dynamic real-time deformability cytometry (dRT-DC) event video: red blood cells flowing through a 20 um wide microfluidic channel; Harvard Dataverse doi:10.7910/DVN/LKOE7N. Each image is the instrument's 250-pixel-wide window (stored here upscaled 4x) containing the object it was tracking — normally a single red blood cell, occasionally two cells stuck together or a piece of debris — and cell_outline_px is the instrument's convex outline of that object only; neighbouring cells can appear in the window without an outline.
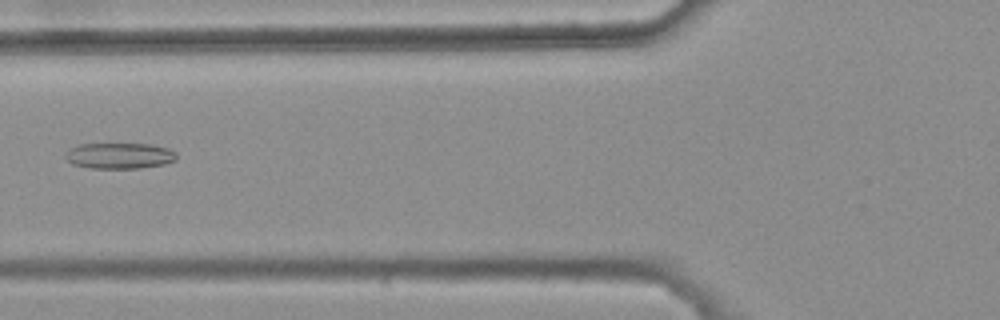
{"species": "common noctule bat (a hibernating species)", "species_latin": "Nyctalus noctula", "temperature_condition": "warm", "stored_images_in_passage": 7, "camera_frame_rate_fps": 3000, "um_per_image_px": 0.085, "animal": {"sex": "female", "body_mass_g": 25.1}, "frame": {"image": 1, "passage_image": 6, "time_ms": 1.667, "image_size_px": [1000, 320], "cell_outline_px": [[176, 160], [164, 164], [140, 168], [92, 168], [72, 164], [64, 156], [72, 148], [80, 144], [152, 144], [168, 148], [176, 152]], "centroid_in_image_um": [10.19, 13.24], "position_along_channel_um": 115.6, "area_um2": 16.65}}
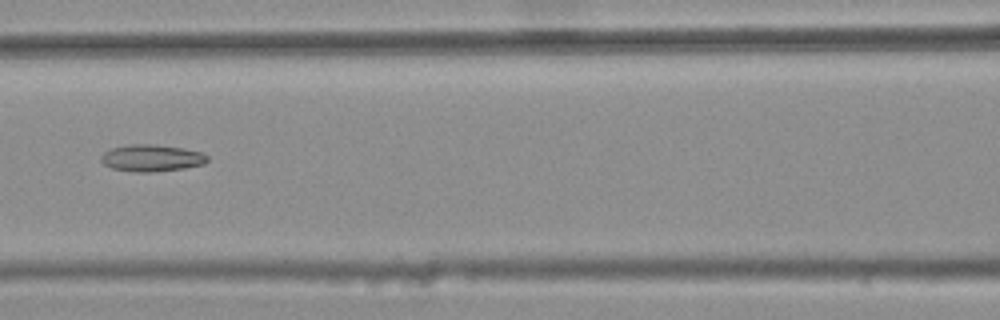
{"frame": {"image": 2, "passage_image": 7, "time_ms": 2.0, "image_size_px": [1000, 320], "cell_outline_px": [[208, 160], [204, 164], [184, 168], [148, 172], [140, 172], [112, 168], [104, 164], [100, 160], [100, 156], [104, 152], [112, 148], [128, 144], [152, 144], [184, 148], [200, 152], [208, 156]], "centroid_in_image_um": [12.88, 13.42], "position_along_channel_um": 153.7, "area_um2": 16.53}}